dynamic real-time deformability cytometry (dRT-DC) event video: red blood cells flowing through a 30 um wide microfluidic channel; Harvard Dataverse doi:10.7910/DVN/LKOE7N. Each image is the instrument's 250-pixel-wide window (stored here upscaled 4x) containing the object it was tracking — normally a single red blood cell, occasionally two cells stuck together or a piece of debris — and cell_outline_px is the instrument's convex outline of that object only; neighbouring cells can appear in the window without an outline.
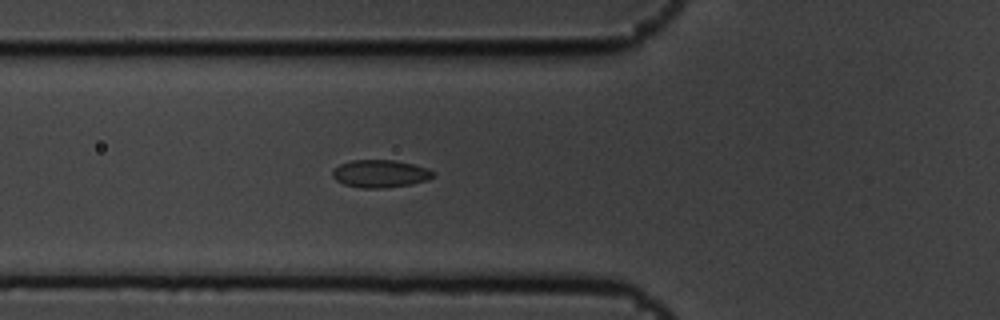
{"species": "common noctule bat (a hibernating species)", "species_latin": "Nyctalus noctula", "temperature_condition": "cold", "stored_images_in_passage": 8, "camera_frame_rate_fps": 3000, "um_per_image_px": 0.085, "animal": {"sex": "male", "body_mass_g": 19.5, "forearm_length_mm": 54.6}, "frame": {"image": 1, "passage_image": 7, "time_ms": 2.0, "image_size_px": [1000, 320], "cell_outline_px": [[436, 176], [428, 180], [412, 184], [384, 188], [360, 188], [344, 184], [336, 180], [332, 176], [332, 172], [340, 164], [352, 160], [392, 160], [412, 164], [428, 168], [436, 172]], "centroid_in_image_um": [32.36, 14.77], "position_along_channel_um": 93.4, "area_um2": 16.3}}